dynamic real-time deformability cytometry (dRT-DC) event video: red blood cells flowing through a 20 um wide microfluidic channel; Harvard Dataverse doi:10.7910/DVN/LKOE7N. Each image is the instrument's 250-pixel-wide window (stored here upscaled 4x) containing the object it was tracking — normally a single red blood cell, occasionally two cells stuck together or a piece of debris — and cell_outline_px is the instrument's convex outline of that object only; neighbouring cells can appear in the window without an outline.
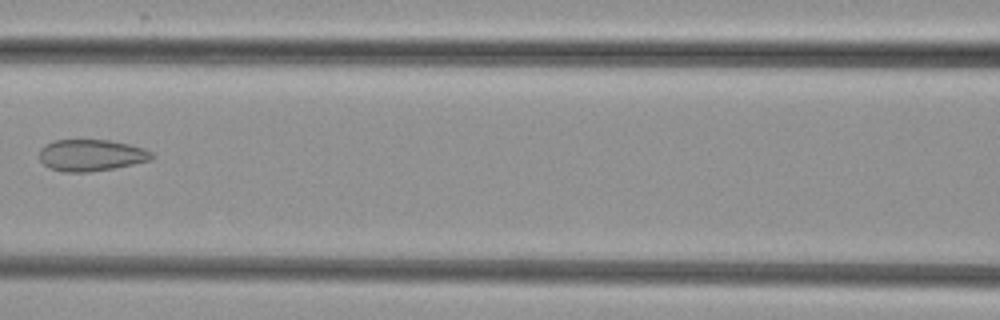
{"species": "common noctule bat (a hibernating species)", "species_latin": "Nyctalus noctula", "temperature_condition": "cold", "stored_images_in_passage": 5, "camera_frame_rate_fps": 3000, "um_per_image_px": 0.085, "animal": {"sex": "female", "body_mass_g": 29.2, "forearm_length_mm": 56.3}, "frame": {"image": 1, "passage_image": 5, "time_ms": 4.667, "image_size_px": [1000, 320], "cell_outline_px": [[156, 156], [152, 160], [112, 168], [88, 172], [64, 172], [48, 168], [40, 160], [40, 148], [44, 144], [52, 140], [112, 140], [144, 148], [152, 152]], "centroid_in_image_um": [7.74, 13.19], "position_along_channel_um": 158.9, "area_um2": 20.87}}